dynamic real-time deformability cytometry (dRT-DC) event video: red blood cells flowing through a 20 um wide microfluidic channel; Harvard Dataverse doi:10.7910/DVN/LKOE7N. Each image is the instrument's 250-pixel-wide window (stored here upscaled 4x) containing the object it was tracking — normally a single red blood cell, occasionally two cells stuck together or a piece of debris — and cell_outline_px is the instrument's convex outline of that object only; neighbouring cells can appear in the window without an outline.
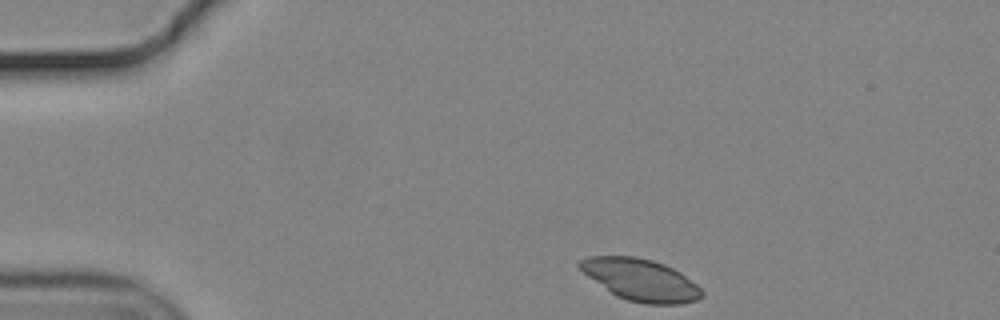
{"species": "common noctule bat (a hibernating species)", "species_latin": "Nyctalus noctula", "temperature_condition": "cold", "stored_images_in_passage": 40, "camera_frame_rate_fps": 3000, "um_per_image_px": 0.085, "animal": {"sex": "male", "body_mass_g": 19.2, "forearm_length_mm": 51.8}, "frame": {"image": 1, "passage_image": 1, "time_ms": 0.0, "image_size_px": [1000, 320], "cell_outline_px": [[704, 296], [696, 300], [680, 304], [644, 304], [628, 300], [616, 296], [588, 276], [576, 264], [580, 260], [588, 256], [636, 256], [652, 260], [664, 264], [680, 272], [696, 284], [704, 292]], "centroid_in_image_um": [54.47, 23.78], "position_along_channel_um": 30.5, "area_um2": 29.65}}